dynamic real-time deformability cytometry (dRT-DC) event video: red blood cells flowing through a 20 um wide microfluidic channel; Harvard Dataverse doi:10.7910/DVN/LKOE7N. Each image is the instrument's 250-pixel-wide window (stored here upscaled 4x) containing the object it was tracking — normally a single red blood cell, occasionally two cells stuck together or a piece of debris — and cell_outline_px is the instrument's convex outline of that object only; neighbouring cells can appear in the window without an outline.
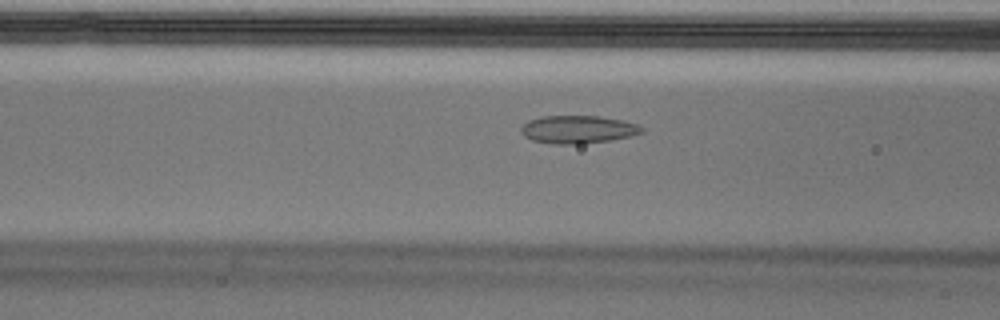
{"species": "Egyptian fruit bat (a non-hibernating species)", "species_latin": "Rousettus aegyptiacus", "temperature_condition": "cold", "stored_images_in_passage": 22, "camera_frame_rate_fps": 3000, "um_per_image_px": 0.085, "animal": {"sex": "male"}, "frame": {"image": 1, "passage_image": 16, "time_ms": 5.0, "image_size_px": [1000, 320], "cell_outline_px": [[644, 132], [632, 136], [608, 140], [580, 144], [552, 144], [532, 140], [524, 136], [520, 132], [520, 128], [528, 120], [540, 116], [600, 116], [624, 120], [636, 124], [644, 128]], "centroid_in_image_um": [49.11, 11.0], "position_along_channel_um": 117.5, "area_um2": 19.77}}
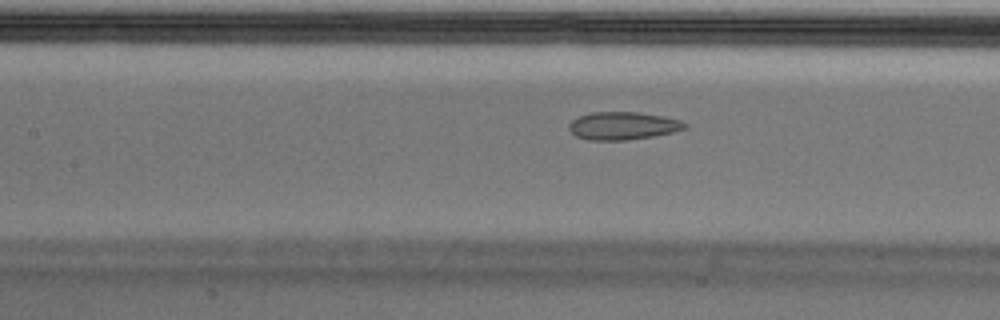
{"frame": {"image": 2, "passage_image": 19, "time_ms": 6.0, "image_size_px": [1000, 320], "cell_outline_px": [[688, 128], [672, 132], [652, 136], [624, 140], [588, 140], [576, 136], [568, 128], [568, 124], [572, 120], [580, 116], [592, 112], [640, 112], [664, 116], [680, 120], [688, 124]], "centroid_in_image_um": [52.96, 10.68], "position_along_channel_um": 154.4, "area_um2": 18.79}}